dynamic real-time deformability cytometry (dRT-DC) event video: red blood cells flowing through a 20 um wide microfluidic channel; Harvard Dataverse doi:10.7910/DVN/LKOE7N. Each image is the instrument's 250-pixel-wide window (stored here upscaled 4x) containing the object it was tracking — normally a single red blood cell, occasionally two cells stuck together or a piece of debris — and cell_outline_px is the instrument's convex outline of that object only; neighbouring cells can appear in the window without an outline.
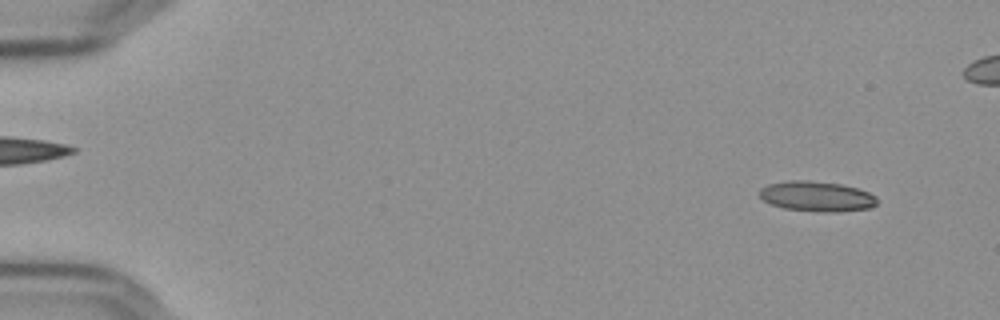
{"species": "Egyptian fruit bat (a non-hibernating species)", "species_latin": "Rousettus aegyptiacus", "temperature_condition": "cold", "stored_images_in_passage": 53, "camera_frame_rate_fps": 3000, "um_per_image_px": 0.085, "frame": {"image": 1, "passage_image": 4, "time_ms": 1.0, "image_size_px": [1000, 320], "cell_outline_px": [[876, 204], [872, 208], [840, 212], [824, 212], [784, 208], [772, 204], [764, 200], [760, 196], [760, 188], [768, 184], [788, 180], [808, 180], [840, 184], [856, 188], [868, 192], [876, 196]], "centroid_in_image_um": [69.44, 16.69], "position_along_channel_um": 15.6, "area_um2": 20.63}}
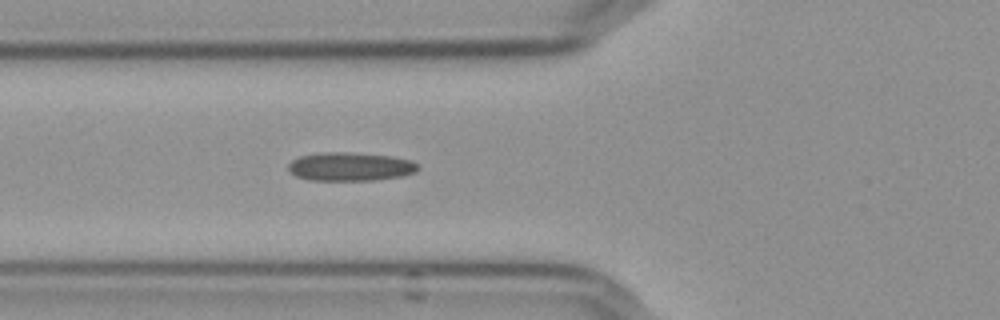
{"frame": {"image": 2, "passage_image": 21, "time_ms": 6.667, "image_size_px": [1000, 320], "cell_outline_px": [[420, 168], [416, 172], [404, 176], [372, 180], [308, 180], [296, 176], [288, 172], [288, 164], [292, 160], [300, 156], [324, 152], [344, 152], [392, 156], [412, 160]], "centroid_in_image_um": [29.77, 14.17], "position_along_channel_um": 96.0, "area_um2": 21.68}}
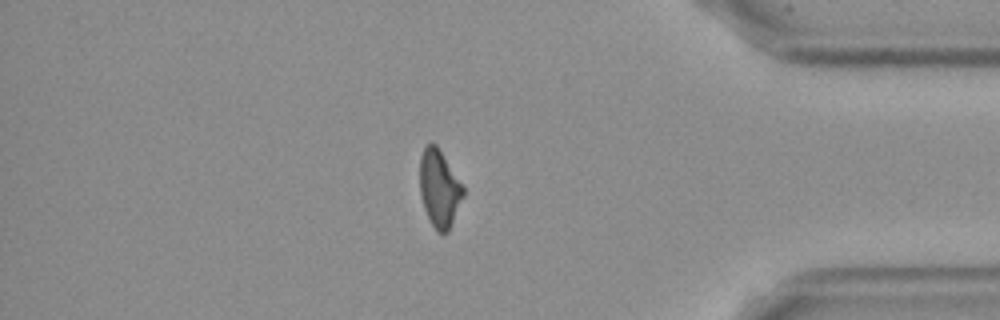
{"frame": {"image": 3, "passage_image": 48, "time_ms": 15.667, "image_size_px": [1000, 320], "cell_outline_px": [[464, 196], [448, 232], [436, 232], [424, 208], [420, 196], [420, 156], [424, 148], [432, 140], [436, 144], [464, 188]], "centroid_in_image_um": [37.33, 16.01], "position_along_channel_um": 397.9, "area_um2": 19.36}}